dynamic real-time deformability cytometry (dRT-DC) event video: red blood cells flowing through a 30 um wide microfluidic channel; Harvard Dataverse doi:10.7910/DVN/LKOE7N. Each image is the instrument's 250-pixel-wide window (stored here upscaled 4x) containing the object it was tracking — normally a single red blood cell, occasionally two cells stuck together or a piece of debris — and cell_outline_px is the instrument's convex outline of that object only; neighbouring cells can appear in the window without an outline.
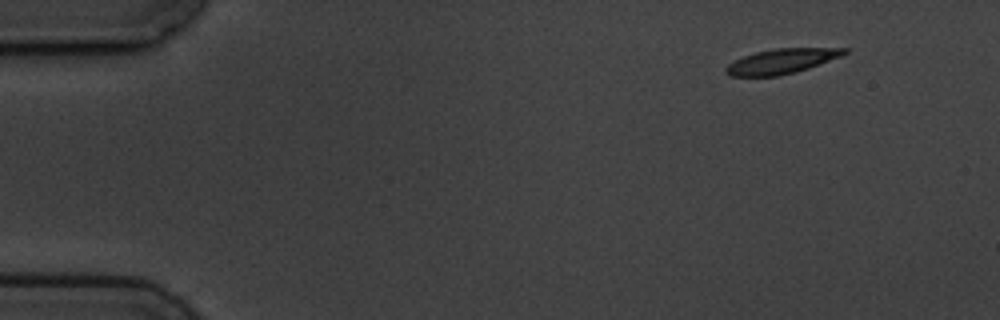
{"species": "common noctule bat (a hibernating species)", "species_latin": "Nyctalus noctula", "temperature_condition": "cold", "stored_images_in_passage": 4, "camera_frame_rate_fps": 3000, "um_per_image_px": 0.085, "animal": {"sex": "male", "body_mass_g": 19.5, "forearm_length_mm": 54.6}, "frame": {"image": 1, "passage_image": 1, "time_ms": 0.0, "image_size_px": [1000, 320], "cell_outline_px": [[848, 52], [840, 56], [808, 68], [796, 72], [780, 76], [728, 76], [724, 72], [724, 68], [728, 64], [744, 56], [756, 52], [772, 48], [848, 48]], "centroid_in_image_um": [66.39, 5.21], "position_along_channel_um": 18.6, "area_um2": 17.11}}
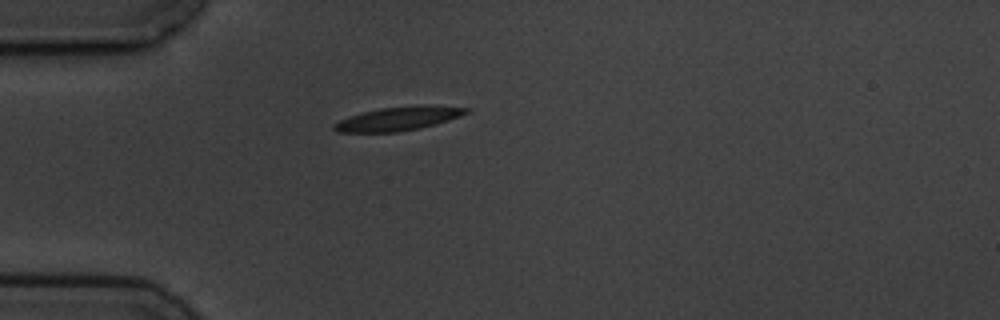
{"frame": {"image": 2, "passage_image": 4, "time_ms": 3.333, "image_size_px": [1000, 320], "cell_outline_px": [[472, 112], [436, 124], [420, 128], [396, 132], [336, 132], [332, 128], [332, 124], [340, 120], [364, 112], [380, 108], [420, 104], [472, 108]], "centroid_in_image_um": [33.92, 10.07], "position_along_channel_um": 51.1, "area_um2": 18.44}}